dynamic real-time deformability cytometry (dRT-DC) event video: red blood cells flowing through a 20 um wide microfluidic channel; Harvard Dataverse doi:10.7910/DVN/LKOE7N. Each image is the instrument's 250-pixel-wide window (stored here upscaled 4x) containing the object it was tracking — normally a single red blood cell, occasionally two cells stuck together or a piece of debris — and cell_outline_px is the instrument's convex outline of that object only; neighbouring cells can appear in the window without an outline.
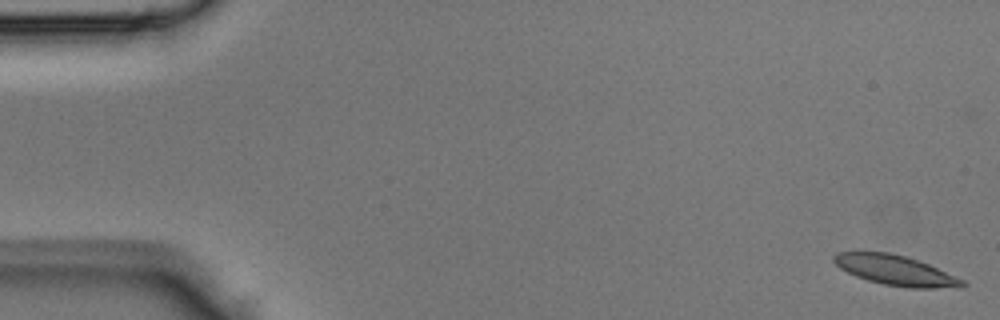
{"species": "Egyptian fruit bat (a non-hibernating species)", "species_latin": "Rousettus aegyptiacus", "temperature_condition": "room temperature", "stored_images_in_passage": 44, "segment_of_instrument_passage": [1, 2], "camera_frame_rate_fps": 3000, "um_per_image_px": 0.085, "animal": {"sex": "male"}, "frame": {"image": 1, "passage_image": 1, "time_ms": 0.0, "image_size_px": [1000, 320], "cell_outline_px": [[968, 284], [960, 288], [912, 288], [884, 284], [868, 280], [856, 276], [840, 268], [832, 260], [832, 256], [836, 252], [888, 252], [908, 256], [928, 264], [964, 280]], "centroid_in_image_um": [76.14, 22.97], "position_along_channel_um": 8.9, "area_um2": 22.48}}
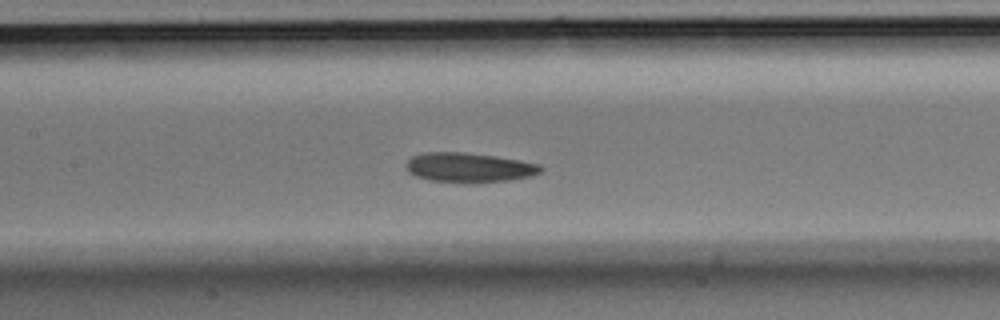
{"frame": {"image": 2, "passage_image": 20, "time_ms": 6.333, "image_size_px": [1000, 320], "cell_outline_px": [[544, 168], [540, 172], [532, 176], [508, 180], [432, 180], [416, 176], [408, 172], [404, 164], [412, 156], [424, 152], [464, 152], [496, 156], [540, 164]], "centroid_in_image_um": [39.86, 14.19], "position_along_channel_um": 167.5, "area_um2": 22.37}}
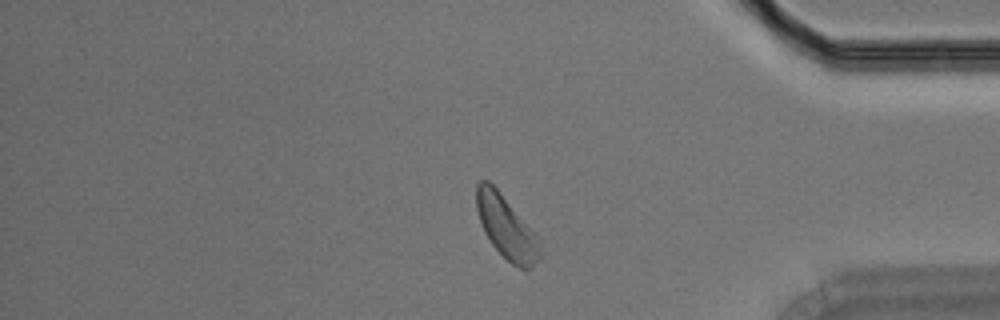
{"frame": {"image": 3, "passage_image": 36, "time_ms": 11.667, "image_size_px": [1000, 320], "cell_outline_px": [[540, 256], [528, 268], [520, 268], [512, 264], [492, 244], [484, 232], [476, 208], [476, 184], [480, 180], [488, 180], [496, 188], [540, 236]], "centroid_in_image_um": [43.04, 19.28], "position_along_channel_um": 392.2, "area_um2": 23.06}}